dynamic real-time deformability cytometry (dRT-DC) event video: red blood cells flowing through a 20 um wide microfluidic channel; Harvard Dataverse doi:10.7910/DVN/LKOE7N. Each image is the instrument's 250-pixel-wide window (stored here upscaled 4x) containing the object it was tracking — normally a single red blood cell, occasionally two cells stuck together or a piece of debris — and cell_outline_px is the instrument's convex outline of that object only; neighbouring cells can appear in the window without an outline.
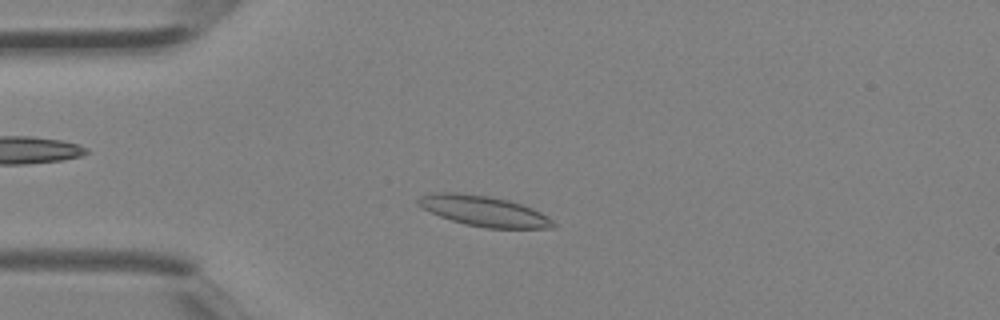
{"species": "Egyptian fruit bat (a non-hibernating species)", "species_latin": "Rousettus aegyptiacus", "temperature_condition": "room temperature", "stored_images_in_passage": 3, "camera_frame_rate_fps": 3000, "um_per_image_px": 0.085, "animal": {"sex": "female"}, "frame": {"image": 1, "passage_image": 2, "time_ms": 0.333, "image_size_px": [1000, 320], "cell_outline_px": [[556, 224], [552, 228], [488, 228], [464, 224], [440, 216], [420, 208], [416, 204], [416, 200], [420, 196], [432, 192], [456, 192], [488, 196], [508, 200], [532, 208], [548, 216]], "centroid_in_image_um": [41.08, 17.93], "position_along_channel_um": 43.9, "area_um2": 23.99}}